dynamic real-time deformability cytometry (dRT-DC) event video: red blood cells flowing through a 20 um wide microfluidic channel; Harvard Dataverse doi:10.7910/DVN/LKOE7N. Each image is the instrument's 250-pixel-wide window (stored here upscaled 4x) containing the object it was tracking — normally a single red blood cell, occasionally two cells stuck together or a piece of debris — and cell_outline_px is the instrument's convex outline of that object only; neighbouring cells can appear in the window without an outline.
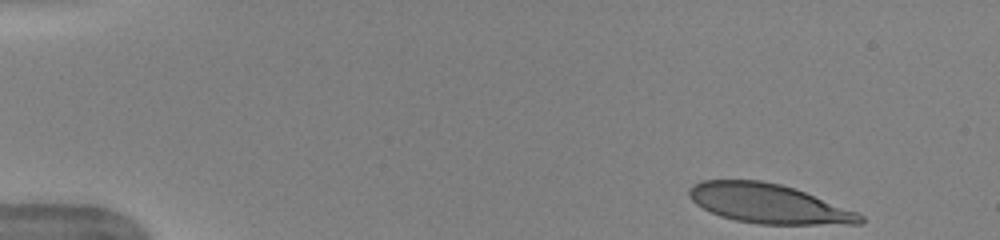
{"species": "human", "species_latin": "Homo sapiens", "temperature_condition": "warm", "stored_images_in_passage": 40, "camera_frame_rate_fps": 3000, "um_per_image_px": 0.085, "donor": {"sex": "female"}, "frame": {"image": 1, "passage_image": 1, "time_ms": 0.0, "image_size_px": [1000, 240], "cell_outline_px": [[864, 224], [760, 224], [736, 220], [720, 216], [696, 204], [688, 196], [688, 188], [692, 184], [700, 180], [760, 180], [780, 184], [796, 188], [856, 212], [864, 216]], "centroid_in_image_um": [65.3, 17.3], "position_along_channel_um": 19.7, "area_um2": 39.19}}
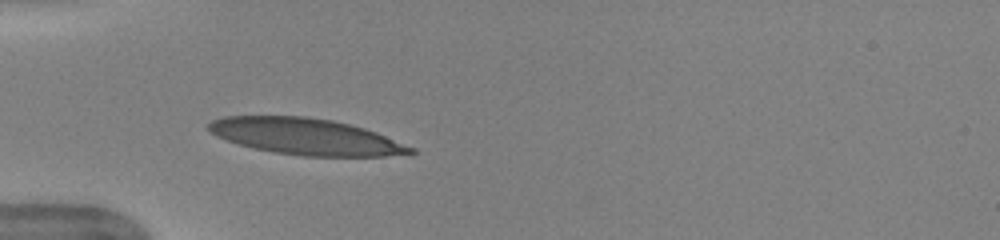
{"frame": {"image": 2, "passage_image": 12, "time_ms": 3.667, "image_size_px": [1000, 240], "cell_outline_px": [[416, 152], [384, 156], [304, 156], [272, 152], [240, 144], [216, 136], [208, 132], [208, 124], [212, 120], [224, 116], [304, 116], [332, 120], [364, 128], [376, 132], [416, 148]], "centroid_in_image_um": [25.98, 11.6], "position_along_channel_um": 59.0, "area_um2": 42.54}}
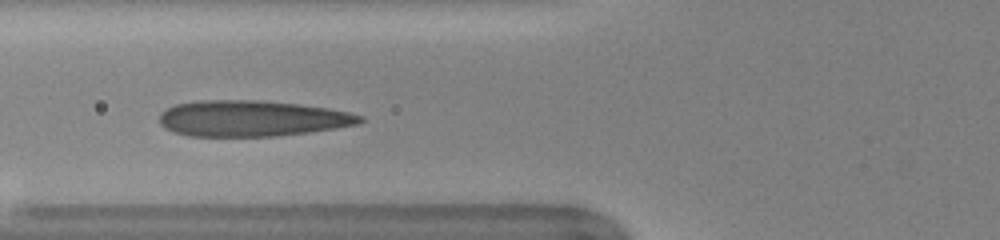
{"frame": {"image": 3, "passage_image": 16, "time_ms": 5.0, "image_size_px": [1000, 240], "cell_outline_px": [[364, 120], [360, 124], [336, 128], [308, 132], [276, 136], [188, 136], [172, 132], [164, 128], [160, 124], [160, 112], [176, 104], [200, 100], [256, 100], [296, 104], [328, 108], [348, 112], [364, 116]], "centroid_in_image_um": [21.4, 10.07], "position_along_channel_um": 104.4, "area_um2": 42.08}, "authors_computed_cell_mechanics": {"area_um2": 41.1536, "velocity_mm_per_s": 3.9551, "shape_relaxation_time_tau1_ms": 4.2264, "shape_relaxation_time_tau2_ms": null, "deformation_change_tau1": 0.198, "deformation_change_tau2": null}}